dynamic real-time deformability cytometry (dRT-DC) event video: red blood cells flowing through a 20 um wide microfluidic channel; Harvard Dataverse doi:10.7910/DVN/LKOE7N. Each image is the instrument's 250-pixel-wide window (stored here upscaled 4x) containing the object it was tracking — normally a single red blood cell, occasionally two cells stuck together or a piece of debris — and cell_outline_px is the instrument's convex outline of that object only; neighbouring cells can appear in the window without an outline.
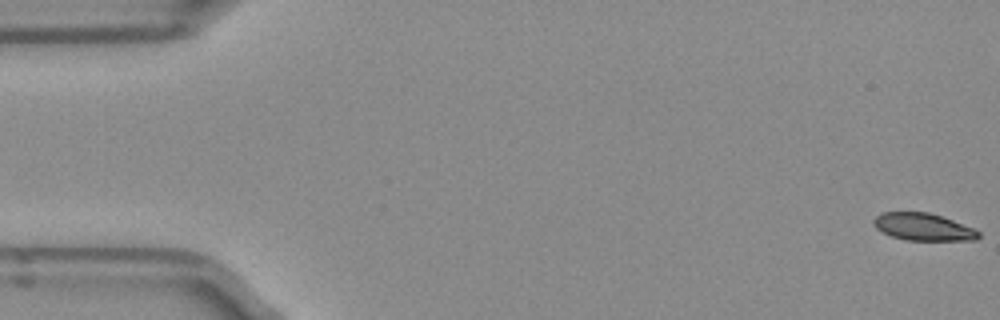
{"species": "Egyptian fruit bat (a non-hibernating species)", "species_latin": "Rousettus aegyptiacus", "temperature_condition": "room temperature", "stored_images_in_passage": 52, "camera_frame_rate_fps": 3000, "um_per_image_px": 0.085, "frame": {"image": 1, "passage_image": 1, "time_ms": 0.0, "image_size_px": [1000, 320], "cell_outline_px": [[980, 236], [976, 240], [908, 240], [892, 236], [876, 228], [872, 224], [872, 220], [880, 212], [928, 212], [976, 228], [980, 232]], "centroid_in_image_um": [78.48, 19.28], "position_along_channel_um": 6.5, "area_um2": 16.7}}
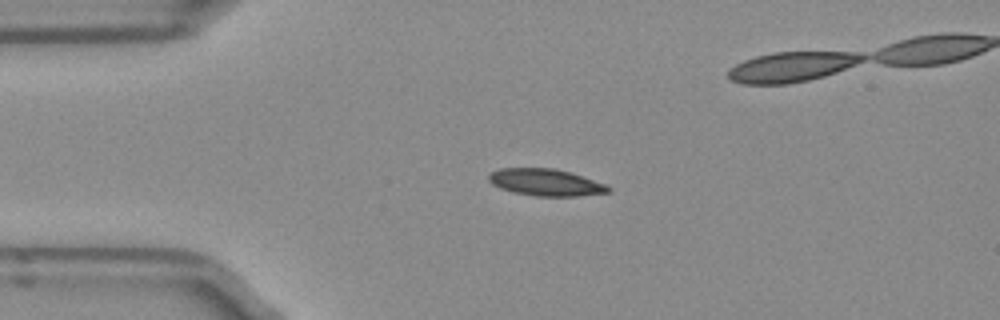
{"frame": {"image": 2, "passage_image": 12, "time_ms": 3.667, "image_size_px": [1000, 320], "cell_outline_px": [[612, 192], [576, 196], [536, 196], [512, 192], [500, 188], [492, 184], [488, 180], [488, 176], [492, 172], [500, 168], [556, 168], [608, 184], [612, 188]], "centroid_in_image_um": [46.42, 15.5], "position_along_channel_um": 38.6, "area_um2": 18.9}}
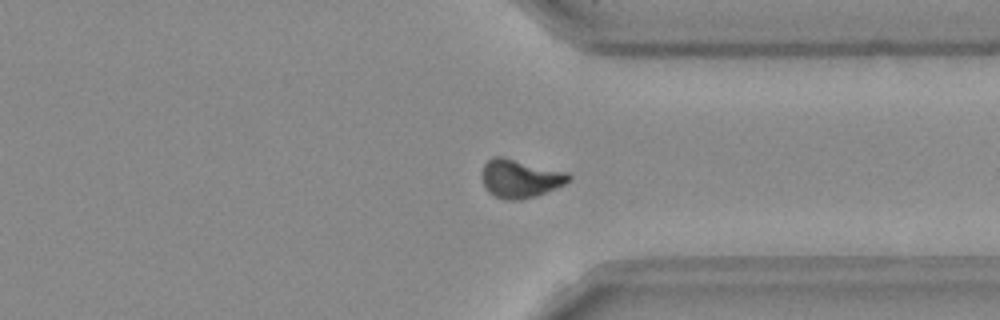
{"frame": {"image": 3, "passage_image": 39, "time_ms": 12.667, "image_size_px": [1000, 320], "cell_outline_px": [[572, 180], [556, 188], [536, 196], [520, 200], [504, 200], [488, 192], [484, 188], [480, 176], [484, 164], [492, 156], [500, 156], [568, 172], [572, 176]], "centroid_in_image_um": [44.19, 15.18], "position_along_channel_um": 367.2, "area_um2": 19.65}, "authors_computed_cell_mechanics": {"area_um2": 18.3515, "velocity_mm_per_s": 3.9447, "shape_relaxation_time_tau1_ms": null, "shape_relaxation_time_tau2_ms": 7.2711, "deformation_change_tau1": null, "deformation_change_tau2": 0.1099}}